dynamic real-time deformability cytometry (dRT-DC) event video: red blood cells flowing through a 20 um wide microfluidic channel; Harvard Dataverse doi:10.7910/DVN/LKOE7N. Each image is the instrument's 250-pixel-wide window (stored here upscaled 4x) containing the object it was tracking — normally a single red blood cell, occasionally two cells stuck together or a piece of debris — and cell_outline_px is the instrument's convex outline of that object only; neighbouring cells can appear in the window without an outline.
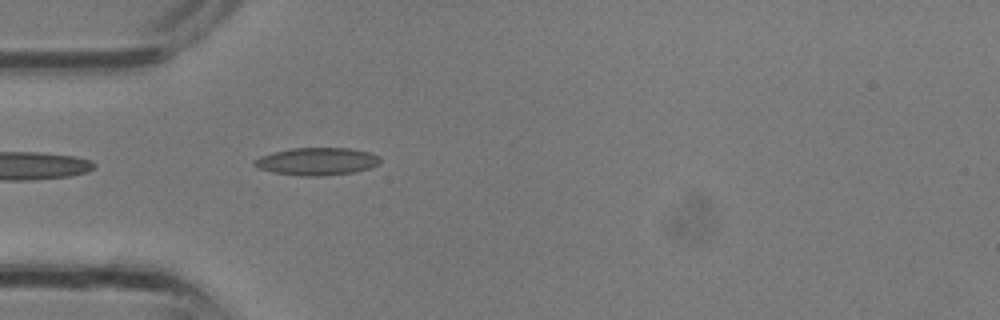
{"species": "common noctule bat (a hibernating species)", "species_latin": "Nyctalus noctula", "temperature_condition": "room temperature", "stored_images_in_passage": 3, "camera_frame_rate_fps": 3000, "um_per_image_px": 0.085, "animal": {"sex": "male", "body_mass_g": 13.3}, "frame": {"image": 1, "passage_image": 3, "time_ms": 0.667, "image_size_px": [1000, 320], "cell_outline_px": [[380, 164], [372, 168], [356, 172], [324, 176], [300, 176], [272, 172], [260, 168], [252, 164], [252, 160], [260, 156], [272, 152], [292, 148], [352, 148], [368, 152], [380, 156]], "centroid_in_image_um": [26.96, 13.72], "position_along_channel_um": 58.0, "area_um2": 20.52}}